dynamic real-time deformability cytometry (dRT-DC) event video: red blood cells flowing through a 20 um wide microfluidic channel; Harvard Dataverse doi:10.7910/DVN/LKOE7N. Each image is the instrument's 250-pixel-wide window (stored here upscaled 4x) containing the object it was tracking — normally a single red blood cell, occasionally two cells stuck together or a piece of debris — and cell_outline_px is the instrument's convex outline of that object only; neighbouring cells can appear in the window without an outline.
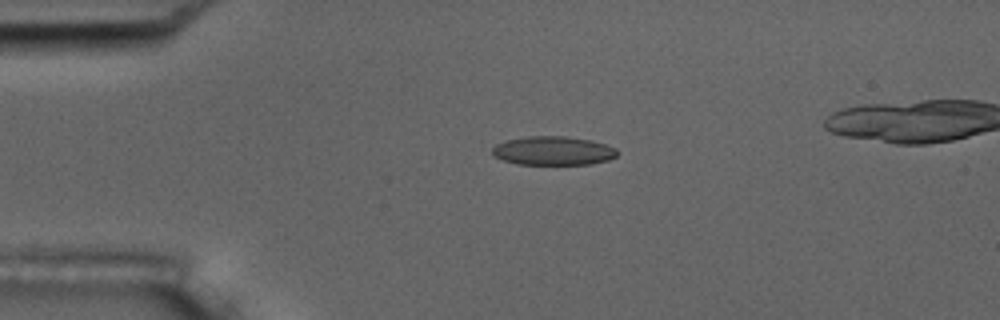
{"species": "common noctule bat (a hibernating species)", "species_latin": "Nyctalus noctula", "temperature_condition": "room temperature", "stored_images_in_passage": 4, "camera_frame_rate_fps": 3000, "um_per_image_px": 0.085, "animal": {"sex": "male", "body_mass_g": 17.5, "forearm_length_mm": 52.3}, "frame": {"image": 1, "passage_image": 2, "time_ms": 1.333, "image_size_px": [1000, 320], "cell_outline_px": [[616, 156], [608, 160], [588, 164], [516, 164], [504, 160], [496, 156], [492, 152], [492, 148], [496, 144], [504, 140], [528, 136], [564, 136], [592, 140], [616, 148]], "centroid_in_image_um": [47.0, 12.8], "position_along_channel_um": 38.0, "area_um2": 20.87}}